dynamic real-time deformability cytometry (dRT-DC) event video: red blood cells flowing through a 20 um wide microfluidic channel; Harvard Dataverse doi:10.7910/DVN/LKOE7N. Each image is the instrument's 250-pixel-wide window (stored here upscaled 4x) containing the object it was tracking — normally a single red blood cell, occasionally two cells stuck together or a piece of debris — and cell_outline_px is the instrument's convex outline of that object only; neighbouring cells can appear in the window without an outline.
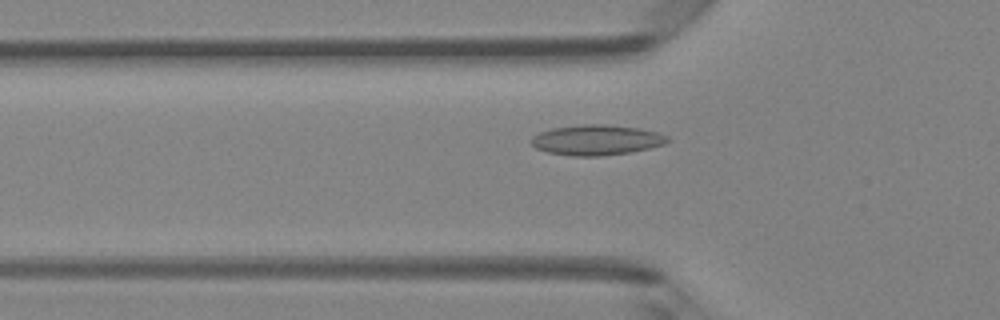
{"species": "Egyptian fruit bat (a non-hibernating species)", "species_latin": "Rousettus aegyptiacus", "temperature_condition": "room temperature", "stored_images_in_passage": 50, "camera_frame_rate_fps": 3000, "um_per_image_px": 0.085, "animal": {"sex": "female"}, "frame": {"image": 1, "passage_image": 17, "time_ms": 5.333, "image_size_px": [1000, 320], "cell_outline_px": [[672, 140], [664, 144], [632, 152], [600, 156], [572, 156], [548, 152], [536, 148], [532, 144], [532, 136], [540, 132], [552, 128], [580, 124], [604, 124], [640, 128], [656, 132], [668, 136]], "centroid_in_image_um": [50.72, 11.89], "position_along_channel_um": 75.1, "area_um2": 24.1}}
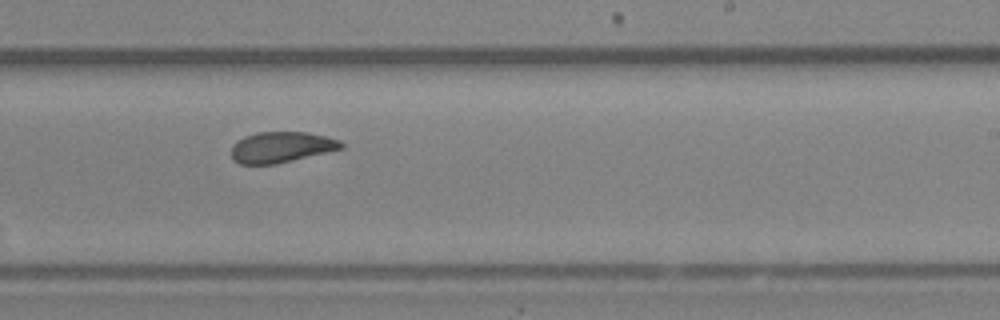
{"frame": {"image": 2, "passage_image": 31, "time_ms": 10.0, "image_size_px": [1000, 320], "cell_outline_px": [[344, 148], [276, 164], [240, 164], [232, 160], [232, 144], [236, 140], [244, 136], [256, 132], [308, 132], [340, 140], [344, 144]], "centroid_in_image_um": [23.88, 12.5], "position_along_channel_um": 265.1, "area_um2": 19.83}}
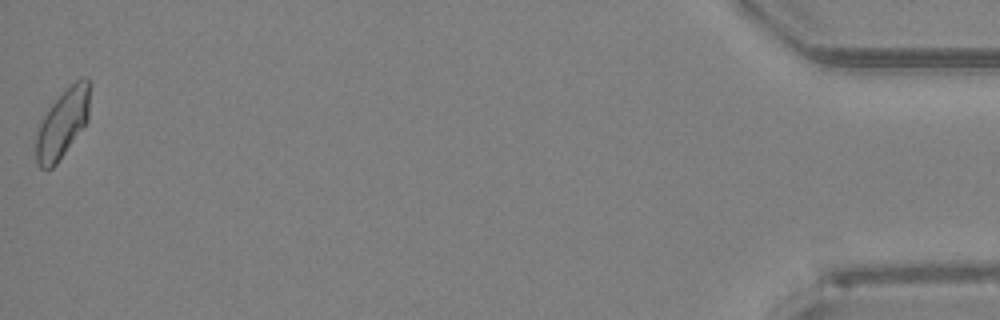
{"frame": {"image": 3, "passage_image": 50, "time_ms": 16.333, "image_size_px": [1000, 320], "cell_outline_px": [[88, 120], [56, 164], [52, 168], [40, 168], [36, 164], [36, 132], [40, 120], [48, 108], [64, 88], [76, 80], [88, 76]], "centroid_in_image_um": [5.27, 10.48], "position_along_channel_um": 429.9, "area_um2": 21.39}, "authors_computed_cell_mechanics": {"area_um2": 21.1259, "velocity_mm_per_s": 4.1017, "shape_relaxation_time_tau1_ms": 8.6803, "shape_relaxation_time_tau2_ms": 2.0989, "deformation_change_tau1": 0.1611, "deformation_change_tau2": 0.0739}}